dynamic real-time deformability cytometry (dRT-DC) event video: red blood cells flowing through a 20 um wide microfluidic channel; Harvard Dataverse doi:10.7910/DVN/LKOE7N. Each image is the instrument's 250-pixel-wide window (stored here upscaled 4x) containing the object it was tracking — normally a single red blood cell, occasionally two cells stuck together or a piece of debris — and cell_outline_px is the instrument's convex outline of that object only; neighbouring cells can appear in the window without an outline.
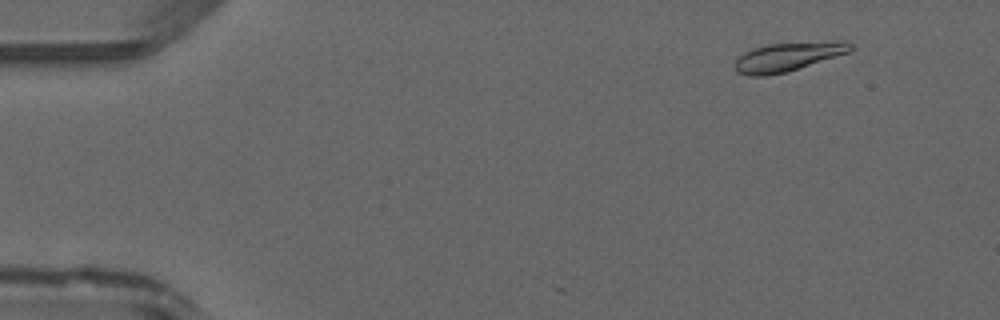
{"species": "common noctule bat (a hibernating species)", "species_latin": "Nyctalus noctula", "temperature_condition": "warm", "stored_images_in_passage": 10, "camera_frame_rate_fps": 3000, "um_per_image_px": 0.085, "animal": {"sex": "male", "forearm_length_mm": 52.5}, "frame": {"image": 1, "passage_image": 5, "time_ms": 1.333, "image_size_px": [1000, 320], "cell_outline_px": [[852, 48], [848, 52], [788, 72], [764, 76], [748, 76], [736, 72], [736, 60], [744, 52], [752, 48], [768, 44], [840, 40], [848, 40], [852, 44]], "centroid_in_image_um": [66.98, 4.81], "position_along_channel_um": 18.0, "area_um2": 19.54}}